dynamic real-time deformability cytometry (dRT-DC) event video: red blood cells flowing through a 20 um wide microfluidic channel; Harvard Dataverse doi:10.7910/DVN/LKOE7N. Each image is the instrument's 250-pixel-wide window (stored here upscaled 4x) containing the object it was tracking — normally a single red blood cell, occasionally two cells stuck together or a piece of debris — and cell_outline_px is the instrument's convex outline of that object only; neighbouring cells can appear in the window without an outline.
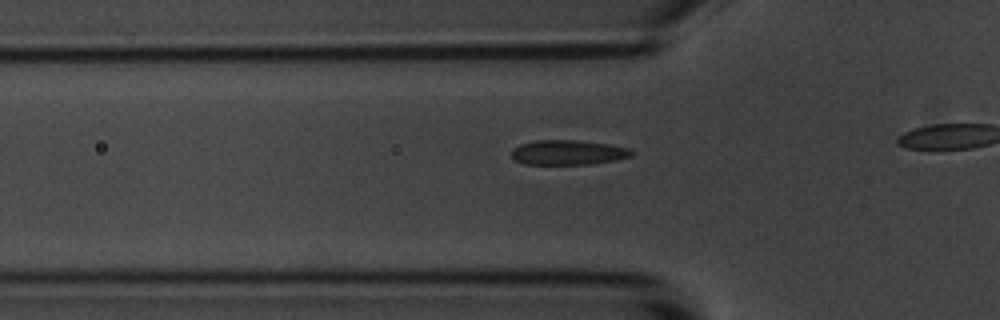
{"species": "common noctule bat (a hibernating species)", "species_latin": "Nyctalus noctula", "temperature_condition": "room temperature", "stored_images_in_passage": 15, "camera_frame_rate_fps": 3000, "um_per_image_px": 0.085, "animal": {"sex": "male", "body_mass_g": 20.1, "forearm_length_mm": 53.5}, "frame": {"image": 1, "passage_image": 9, "time_ms": 2.667, "image_size_px": [1000, 320], "cell_outline_px": [[632, 156], [616, 160], [592, 164], [524, 164], [516, 160], [512, 156], [512, 148], [520, 144], [536, 140], [576, 140], [608, 144], [628, 148], [632, 152]], "centroid_in_image_um": [48.27, 12.96], "position_along_channel_um": 77.5, "area_um2": 17.28}}
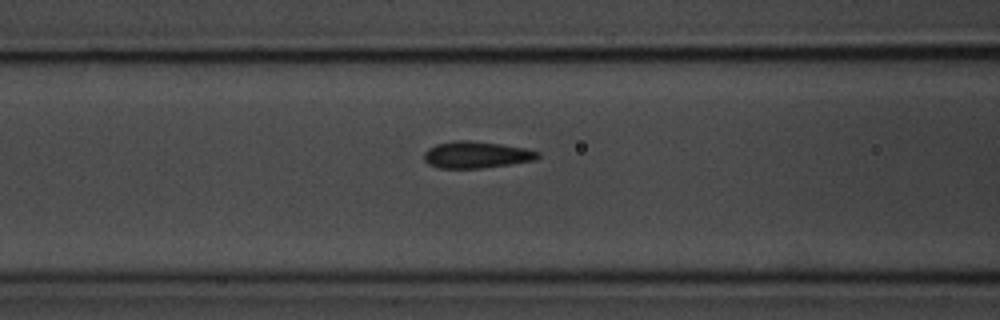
{"frame": {"image": 2, "passage_image": 13, "time_ms": 4.0, "image_size_px": [1000, 320], "cell_outline_px": [[540, 156], [536, 160], [512, 164], [480, 168], [440, 168], [428, 164], [424, 160], [424, 152], [428, 148], [436, 144], [460, 140], [468, 140], [500, 144], [524, 148], [540, 152]], "centroid_in_image_um": [40.49, 13.16], "position_along_channel_um": 126.1, "area_um2": 17.69}}